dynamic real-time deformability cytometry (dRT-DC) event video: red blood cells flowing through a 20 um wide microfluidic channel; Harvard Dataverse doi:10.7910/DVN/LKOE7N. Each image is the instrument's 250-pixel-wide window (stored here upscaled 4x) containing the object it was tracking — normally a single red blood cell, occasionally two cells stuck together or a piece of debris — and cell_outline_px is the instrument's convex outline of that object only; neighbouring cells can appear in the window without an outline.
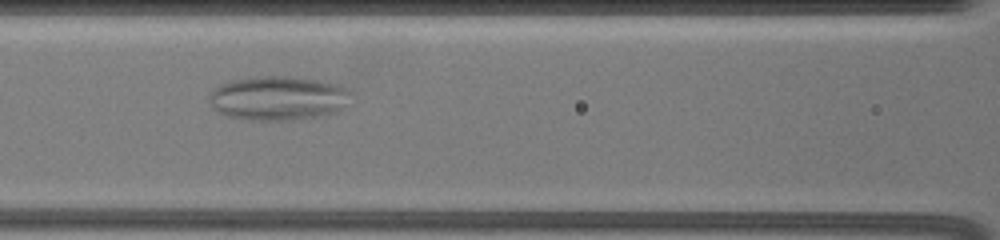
{"species": "common noctule bat (a hibernating species)", "species_latin": "Nyctalus noctula", "temperature_condition": "warm", "stored_images_in_passage": 27, "camera_frame_rate_fps": 3000, "um_per_image_px": 0.085, "animal": {"sex": "female", "body_mass_g": 19.5, "forearm_length_mm": 54.1}, "frame": {"image": 1, "passage_image": 9, "time_ms": 1.667, "image_size_px": [1000, 240], "cell_outline_px": [[348, 92], [336, 108], [332, 112], [312, 116], [288, 120], [248, 120], [228, 116], [220, 112], [212, 104], [212, 92], [220, 84], [232, 80], [256, 76], [292, 76], [316, 80], [332, 84], [344, 88]], "centroid_in_image_um": [23.5, 8.32], "position_along_channel_um": 143.1, "area_um2": 34.8}}
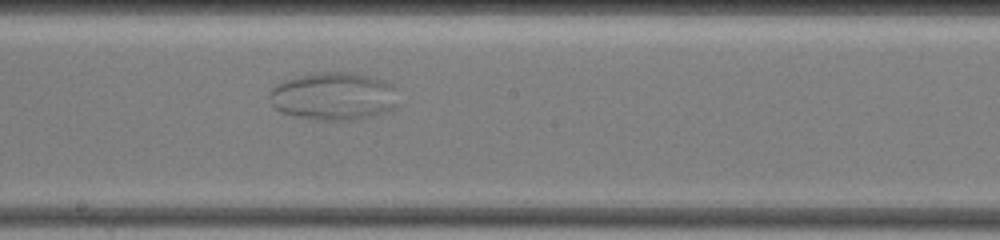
{"frame": {"image": 2, "passage_image": 19, "time_ms": 4.0, "image_size_px": [1000, 240], "cell_outline_px": [[400, 108], [388, 112], [348, 120], [316, 120], [296, 116], [280, 112], [272, 104], [268, 96], [272, 88], [276, 84], [284, 80], [296, 76], [320, 72], [352, 72], [384, 80], [392, 84], [396, 88]], "centroid_in_image_um": [28.4, 8.18], "position_along_channel_um": 219.8, "area_um2": 36.41}}
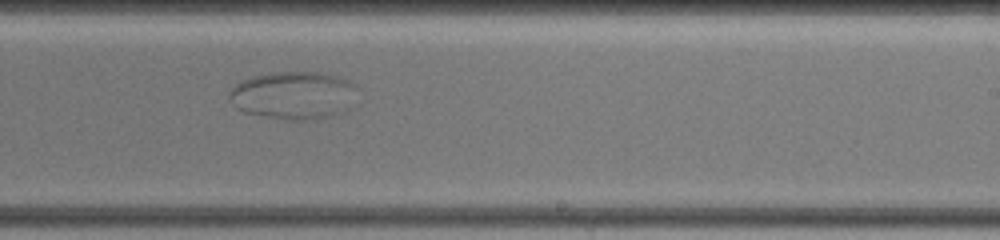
{"frame": {"image": 3, "passage_image": 25, "time_ms": 5.333, "image_size_px": [1000, 240], "cell_outline_px": [[352, 84], [348, 108], [332, 116], [312, 120], [284, 120], [244, 112], [236, 108], [232, 104], [228, 96], [228, 92], [236, 84], [252, 76], [272, 72], [320, 72], [336, 76], [348, 80]], "centroid_in_image_um": [24.84, 8.11], "position_along_channel_um": 264.2, "area_um2": 35.2}}